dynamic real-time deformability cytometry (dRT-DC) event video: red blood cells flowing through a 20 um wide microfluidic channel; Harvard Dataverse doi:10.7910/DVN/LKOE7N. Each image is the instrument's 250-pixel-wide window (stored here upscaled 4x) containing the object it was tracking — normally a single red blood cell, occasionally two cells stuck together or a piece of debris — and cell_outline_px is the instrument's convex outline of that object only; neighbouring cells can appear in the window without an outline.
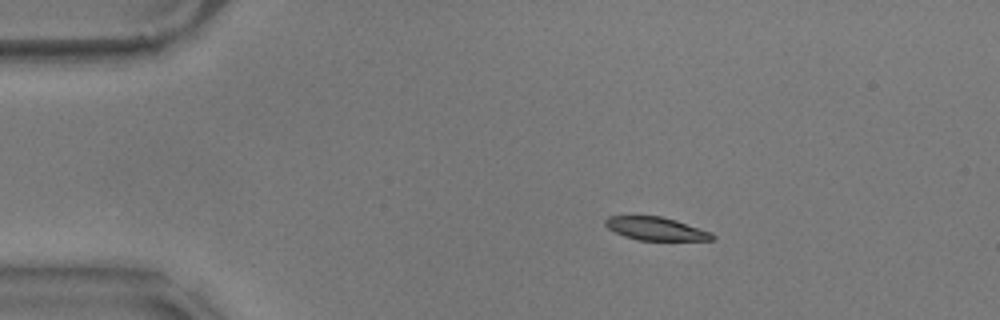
{"species": "common noctule bat (a hibernating species)", "species_latin": "Nyctalus noctula", "temperature_condition": "warm", "stored_images_in_passage": 9, "camera_frame_rate_fps": 3000, "um_per_image_px": 0.085, "animal": {"sex": "male", "body_mass_g": 17.9}, "frame": {"image": 1, "passage_image": 1, "time_ms": 0.0, "image_size_px": [1000, 320], "cell_outline_px": [[716, 236], [712, 240], [636, 240], [624, 236], [608, 228], [604, 224], [604, 220], [608, 216], [660, 216], [676, 220], [712, 232]], "centroid_in_image_um": [55.75, 19.44], "position_along_channel_um": 29.2, "area_um2": 14.45}}